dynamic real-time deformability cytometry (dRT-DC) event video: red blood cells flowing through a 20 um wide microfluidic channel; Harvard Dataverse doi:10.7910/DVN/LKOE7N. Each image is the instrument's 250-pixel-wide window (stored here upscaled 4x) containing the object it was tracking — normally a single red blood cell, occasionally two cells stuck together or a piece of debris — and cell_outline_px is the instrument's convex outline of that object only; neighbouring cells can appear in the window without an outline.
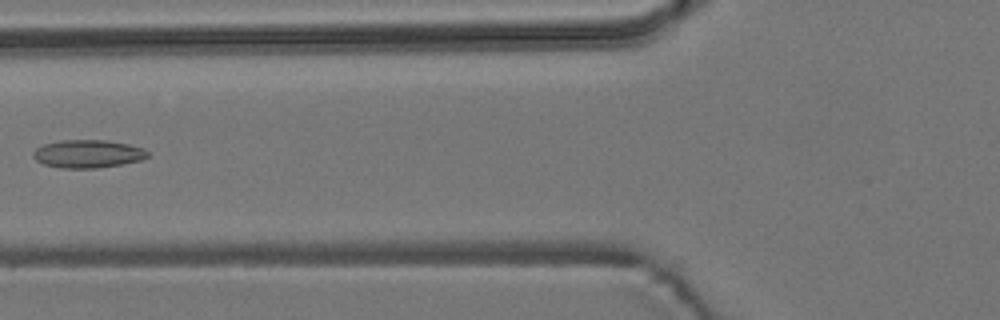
{"species": "common noctule bat (a hibernating species)", "species_latin": "Nyctalus noctula", "temperature_condition": "room temperature", "stored_images_in_passage": 6, "camera_frame_rate_fps": 3000, "um_per_image_px": 0.085, "animal": {"sex": "male", "body_mass_g": 19.2, "forearm_length_mm": 51.8}, "frame": {"image": 1, "passage_image": 6, "time_ms": 1.667, "image_size_px": [1000, 320], "cell_outline_px": [[148, 156], [140, 160], [120, 164], [96, 168], [60, 168], [44, 164], [36, 160], [32, 156], [32, 152], [36, 148], [44, 144], [60, 140], [104, 140], [128, 144], [144, 148], [148, 152]], "centroid_in_image_um": [7.43, 13.07], "position_along_channel_um": 118.4, "area_um2": 18.61}}